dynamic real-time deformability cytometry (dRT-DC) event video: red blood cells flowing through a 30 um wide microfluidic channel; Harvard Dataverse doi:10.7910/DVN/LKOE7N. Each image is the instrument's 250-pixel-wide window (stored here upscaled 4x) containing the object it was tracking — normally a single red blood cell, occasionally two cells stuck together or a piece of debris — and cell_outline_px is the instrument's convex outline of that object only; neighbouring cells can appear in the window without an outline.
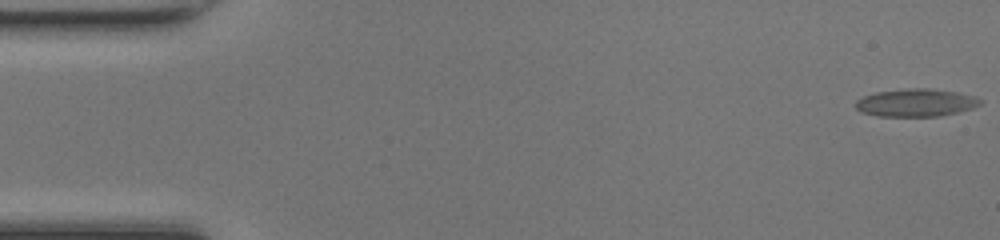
{"species": "common noctule bat (a hibernating species)", "species_latin": "Nyctalus noctula", "temperature_condition": "room temperature", "stored_images_in_passage": 49, "camera_frame_rate_fps": 3000, "um_per_image_px": 0.085, "animal": {"sex": "female", "body_mass_g": 17.0, "forearm_length_mm": 48.0}, "frame": {"image": 1, "passage_image": 1, "time_ms": 0.0, "image_size_px": [1000, 240], "cell_outline_px": [[984, 100], [980, 104], [972, 108], [940, 116], [876, 116], [860, 112], [856, 108], [856, 100], [864, 96], [876, 92], [908, 88], [928, 88], [956, 92], [976, 96]], "centroid_in_image_um": [77.85, 8.73], "position_along_channel_um": 7.1, "area_um2": 20.17}}
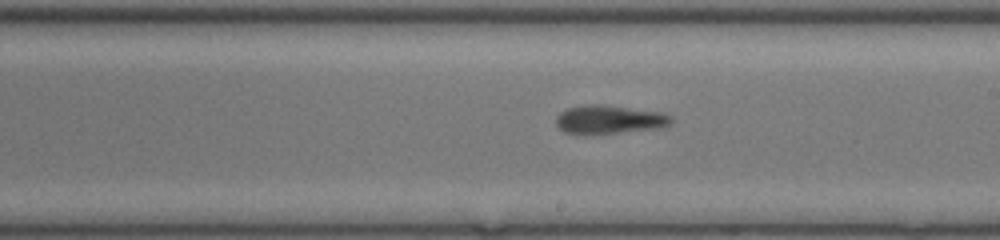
{"frame": {"image": 2, "passage_image": 28, "time_ms": 9.0, "image_size_px": [1000, 240], "cell_outline_px": [[672, 124], [660, 128], [584, 136], [564, 132], [556, 124], [556, 116], [560, 112], [568, 108], [588, 104], [600, 104], [664, 112], [672, 116]], "centroid_in_image_um": [51.79, 10.18], "position_along_channel_um": 237.2, "area_um2": 19.65}}
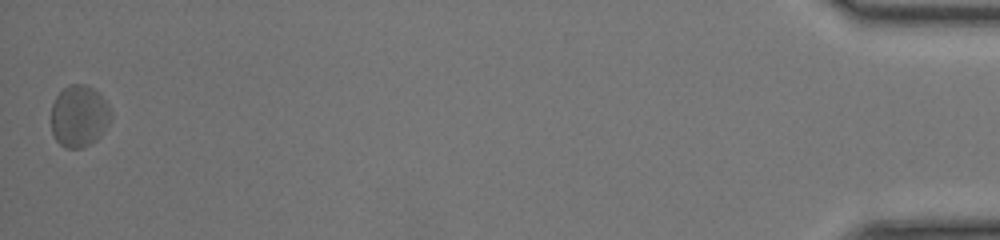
{"frame": {"image": 3, "passage_image": 49, "time_ms": 16.0, "image_size_px": [1000, 240], "cell_outline_px": [[112, 120], [100, 136], [96, 140], [80, 148], [64, 148], [56, 140], [52, 132], [52, 104], [56, 96], [64, 88], [72, 84], [84, 84], [92, 88], [108, 104], [112, 112]], "centroid_in_image_um": [6.74, 9.88], "position_along_channel_um": 428.5, "area_um2": 21.44}}